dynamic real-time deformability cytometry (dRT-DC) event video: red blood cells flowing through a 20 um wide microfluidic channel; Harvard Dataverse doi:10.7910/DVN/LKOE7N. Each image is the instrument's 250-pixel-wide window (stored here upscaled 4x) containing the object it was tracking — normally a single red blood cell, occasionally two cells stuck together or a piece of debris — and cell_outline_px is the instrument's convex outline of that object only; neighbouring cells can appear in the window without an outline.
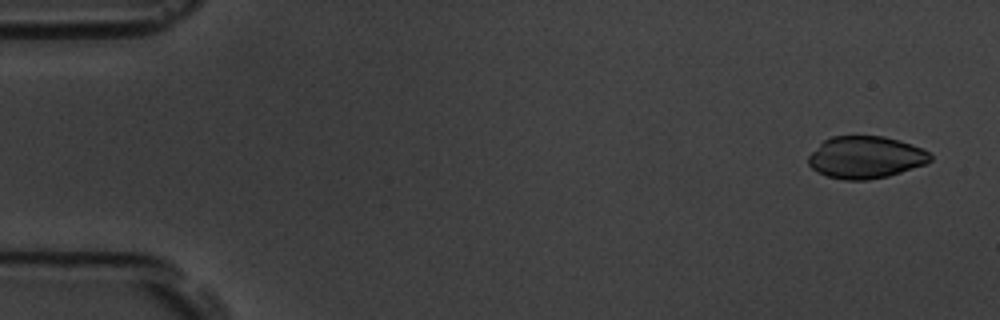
{"species": "common noctule bat (a hibernating species)", "species_latin": "Nyctalus noctula", "temperature_condition": "room temperature", "stored_images_in_passage": 4, "camera_frame_rate_fps": 3000, "um_per_image_px": 0.085, "animal": {"sex": "male", "body_mass_g": 19.5, "forearm_length_mm": 54.6}, "frame": {"image": 1, "passage_image": 1, "time_ms": 0.0, "image_size_px": [1000, 320], "cell_outline_px": [[932, 160], [924, 164], [888, 176], [868, 180], [844, 180], [828, 176], [816, 172], [808, 164], [808, 156], [824, 140], [832, 136], [884, 136], [900, 140], [912, 144], [928, 152], [932, 156]], "centroid_in_image_um": [73.56, 13.37], "position_along_channel_um": 11.4, "area_um2": 29.88}}